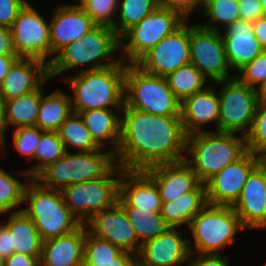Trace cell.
Returning <instances> with one entry per match:
<instances>
[{"label":"cell","instance_id":"6da1fadb","mask_svg":"<svg viewBox=\"0 0 266 266\" xmlns=\"http://www.w3.org/2000/svg\"><path fill=\"white\" fill-rule=\"evenodd\" d=\"M120 142L116 164L124 170L144 171L150 167L184 160L186 134L180 116H160L131 108L121 110Z\"/></svg>","mask_w":266,"mask_h":266},{"label":"cell","instance_id":"7a4b0ae2","mask_svg":"<svg viewBox=\"0 0 266 266\" xmlns=\"http://www.w3.org/2000/svg\"><path fill=\"white\" fill-rule=\"evenodd\" d=\"M125 60L107 68L81 71L74 77L66 78L74 97H70L72 111L84 112L92 109L122 110L124 106Z\"/></svg>","mask_w":266,"mask_h":266},{"label":"cell","instance_id":"3957f363","mask_svg":"<svg viewBox=\"0 0 266 266\" xmlns=\"http://www.w3.org/2000/svg\"><path fill=\"white\" fill-rule=\"evenodd\" d=\"M215 132L204 130L186 136L185 150L192 154V158L184 160L203 184L247 152L246 136Z\"/></svg>","mask_w":266,"mask_h":266},{"label":"cell","instance_id":"277c9868","mask_svg":"<svg viewBox=\"0 0 266 266\" xmlns=\"http://www.w3.org/2000/svg\"><path fill=\"white\" fill-rule=\"evenodd\" d=\"M22 210L34 222L42 241L66 235L76 230L80 221L70 212L60 190L42 186L34 178L27 184Z\"/></svg>","mask_w":266,"mask_h":266},{"label":"cell","instance_id":"5b68a950","mask_svg":"<svg viewBox=\"0 0 266 266\" xmlns=\"http://www.w3.org/2000/svg\"><path fill=\"white\" fill-rule=\"evenodd\" d=\"M180 105L166 77L146 73L135 64H126L123 108L160 116H180Z\"/></svg>","mask_w":266,"mask_h":266},{"label":"cell","instance_id":"8992f818","mask_svg":"<svg viewBox=\"0 0 266 266\" xmlns=\"http://www.w3.org/2000/svg\"><path fill=\"white\" fill-rule=\"evenodd\" d=\"M119 48V37L114 29L95 26L79 40L62 49L56 57L46 62L49 66V78L83 64H93L86 71L99 70L118 64L121 59L112 60L109 63H102L100 60H111L113 58L111 54Z\"/></svg>","mask_w":266,"mask_h":266},{"label":"cell","instance_id":"52a82bcc","mask_svg":"<svg viewBox=\"0 0 266 266\" xmlns=\"http://www.w3.org/2000/svg\"><path fill=\"white\" fill-rule=\"evenodd\" d=\"M68 151L56 162L44 168L34 179L42 186L61 190L73 183L96 180L105 177L117 164L114 152Z\"/></svg>","mask_w":266,"mask_h":266},{"label":"cell","instance_id":"ba28073f","mask_svg":"<svg viewBox=\"0 0 266 266\" xmlns=\"http://www.w3.org/2000/svg\"><path fill=\"white\" fill-rule=\"evenodd\" d=\"M123 170L117 164L103 178L73 183L60 190L65 205L81 224L86 223V220L93 215L112 207L117 202L119 176ZM116 173H119L118 179L112 178Z\"/></svg>","mask_w":266,"mask_h":266},{"label":"cell","instance_id":"9c48e42d","mask_svg":"<svg viewBox=\"0 0 266 266\" xmlns=\"http://www.w3.org/2000/svg\"><path fill=\"white\" fill-rule=\"evenodd\" d=\"M197 253L218 254L234 242V235L245 228L232 206L207 204L189 223Z\"/></svg>","mask_w":266,"mask_h":266},{"label":"cell","instance_id":"30bf717a","mask_svg":"<svg viewBox=\"0 0 266 266\" xmlns=\"http://www.w3.org/2000/svg\"><path fill=\"white\" fill-rule=\"evenodd\" d=\"M185 21L187 20L178 11L157 6L119 38L120 49H123L122 52L130 64H135L147 51L161 39L171 35Z\"/></svg>","mask_w":266,"mask_h":266},{"label":"cell","instance_id":"8fae6325","mask_svg":"<svg viewBox=\"0 0 266 266\" xmlns=\"http://www.w3.org/2000/svg\"><path fill=\"white\" fill-rule=\"evenodd\" d=\"M223 84L219 93V121L217 132L238 133L246 136L252 127L258 105L257 92L235 77L215 82Z\"/></svg>","mask_w":266,"mask_h":266},{"label":"cell","instance_id":"7c38bea8","mask_svg":"<svg viewBox=\"0 0 266 266\" xmlns=\"http://www.w3.org/2000/svg\"><path fill=\"white\" fill-rule=\"evenodd\" d=\"M190 64V25L186 21L171 35L161 39L135 65L142 71L166 77L179 67Z\"/></svg>","mask_w":266,"mask_h":266},{"label":"cell","instance_id":"4fadbf2b","mask_svg":"<svg viewBox=\"0 0 266 266\" xmlns=\"http://www.w3.org/2000/svg\"><path fill=\"white\" fill-rule=\"evenodd\" d=\"M190 64L214 82L228 80L230 66L218 30L190 26Z\"/></svg>","mask_w":266,"mask_h":266},{"label":"cell","instance_id":"5bb4252c","mask_svg":"<svg viewBox=\"0 0 266 266\" xmlns=\"http://www.w3.org/2000/svg\"><path fill=\"white\" fill-rule=\"evenodd\" d=\"M13 48L18 57L44 61L51 55L49 24L27 2L10 27Z\"/></svg>","mask_w":266,"mask_h":266},{"label":"cell","instance_id":"9a60e30c","mask_svg":"<svg viewBox=\"0 0 266 266\" xmlns=\"http://www.w3.org/2000/svg\"><path fill=\"white\" fill-rule=\"evenodd\" d=\"M257 165V155L247 151L236 162L215 174L205 183L207 203L233 206L240 197L248 175Z\"/></svg>","mask_w":266,"mask_h":266},{"label":"cell","instance_id":"2e32d148","mask_svg":"<svg viewBox=\"0 0 266 266\" xmlns=\"http://www.w3.org/2000/svg\"><path fill=\"white\" fill-rule=\"evenodd\" d=\"M84 223L89 225L90 234L117 246L121 251L134 254L139 253L141 242L135 234L122 206L116 202L112 207L93 215Z\"/></svg>","mask_w":266,"mask_h":266},{"label":"cell","instance_id":"e0dca14e","mask_svg":"<svg viewBox=\"0 0 266 266\" xmlns=\"http://www.w3.org/2000/svg\"><path fill=\"white\" fill-rule=\"evenodd\" d=\"M191 243L177 228L169 227L164 233L143 242L137 255L142 266H181L194 255Z\"/></svg>","mask_w":266,"mask_h":266},{"label":"cell","instance_id":"ac0fdd59","mask_svg":"<svg viewBox=\"0 0 266 266\" xmlns=\"http://www.w3.org/2000/svg\"><path fill=\"white\" fill-rule=\"evenodd\" d=\"M246 228L266 229V175L257 165L232 206Z\"/></svg>","mask_w":266,"mask_h":266},{"label":"cell","instance_id":"d6986e66","mask_svg":"<svg viewBox=\"0 0 266 266\" xmlns=\"http://www.w3.org/2000/svg\"><path fill=\"white\" fill-rule=\"evenodd\" d=\"M95 26L78 4L60 6L49 22L51 54L59 53Z\"/></svg>","mask_w":266,"mask_h":266},{"label":"cell","instance_id":"ffe728a7","mask_svg":"<svg viewBox=\"0 0 266 266\" xmlns=\"http://www.w3.org/2000/svg\"><path fill=\"white\" fill-rule=\"evenodd\" d=\"M49 77V66L42 60L19 57L0 83V96L6 101L36 90Z\"/></svg>","mask_w":266,"mask_h":266},{"label":"cell","instance_id":"44dd1931","mask_svg":"<svg viewBox=\"0 0 266 266\" xmlns=\"http://www.w3.org/2000/svg\"><path fill=\"white\" fill-rule=\"evenodd\" d=\"M144 172L157 185L162 202L177 199L200 184L195 172L185 160L155 165Z\"/></svg>","mask_w":266,"mask_h":266},{"label":"cell","instance_id":"7402d4cb","mask_svg":"<svg viewBox=\"0 0 266 266\" xmlns=\"http://www.w3.org/2000/svg\"><path fill=\"white\" fill-rule=\"evenodd\" d=\"M117 202L122 207H138L150 212H161L162 206L157 185L144 171L121 172Z\"/></svg>","mask_w":266,"mask_h":266},{"label":"cell","instance_id":"603a6c76","mask_svg":"<svg viewBox=\"0 0 266 266\" xmlns=\"http://www.w3.org/2000/svg\"><path fill=\"white\" fill-rule=\"evenodd\" d=\"M84 226L81 224L66 235L42 241L40 266H80L84 259Z\"/></svg>","mask_w":266,"mask_h":266},{"label":"cell","instance_id":"cb8c5ba5","mask_svg":"<svg viewBox=\"0 0 266 266\" xmlns=\"http://www.w3.org/2000/svg\"><path fill=\"white\" fill-rule=\"evenodd\" d=\"M224 33L221 36L228 64L237 71L264 50L254 36L251 22L236 20L225 28Z\"/></svg>","mask_w":266,"mask_h":266},{"label":"cell","instance_id":"d4e9b609","mask_svg":"<svg viewBox=\"0 0 266 266\" xmlns=\"http://www.w3.org/2000/svg\"><path fill=\"white\" fill-rule=\"evenodd\" d=\"M180 118L186 135L203 131L201 126L208 122L219 121V95L213 88L205 87L181 102Z\"/></svg>","mask_w":266,"mask_h":266},{"label":"cell","instance_id":"484cf974","mask_svg":"<svg viewBox=\"0 0 266 266\" xmlns=\"http://www.w3.org/2000/svg\"><path fill=\"white\" fill-rule=\"evenodd\" d=\"M206 186L200 183L193 191L181 195L177 199L162 202L161 216L172 228L187 223L207 205Z\"/></svg>","mask_w":266,"mask_h":266},{"label":"cell","instance_id":"4316f807","mask_svg":"<svg viewBox=\"0 0 266 266\" xmlns=\"http://www.w3.org/2000/svg\"><path fill=\"white\" fill-rule=\"evenodd\" d=\"M7 223L13 253L41 256L42 240L34 222L20 209L12 212Z\"/></svg>","mask_w":266,"mask_h":266},{"label":"cell","instance_id":"83f0119b","mask_svg":"<svg viewBox=\"0 0 266 266\" xmlns=\"http://www.w3.org/2000/svg\"><path fill=\"white\" fill-rule=\"evenodd\" d=\"M78 114L95 142L102 148L106 145L104 140H112L114 142L112 149L116 153L120 142L121 117H118L111 108L92 109Z\"/></svg>","mask_w":266,"mask_h":266},{"label":"cell","instance_id":"f1b7e54d","mask_svg":"<svg viewBox=\"0 0 266 266\" xmlns=\"http://www.w3.org/2000/svg\"><path fill=\"white\" fill-rule=\"evenodd\" d=\"M48 77L41 84V98L36 126L42 131H58L62 123L72 114V105L69 95L56 91L45 95L43 85L49 80Z\"/></svg>","mask_w":266,"mask_h":266},{"label":"cell","instance_id":"f546056e","mask_svg":"<svg viewBox=\"0 0 266 266\" xmlns=\"http://www.w3.org/2000/svg\"><path fill=\"white\" fill-rule=\"evenodd\" d=\"M40 98L41 85L34 91L4 101L6 129L8 125L17 126L16 128L36 126Z\"/></svg>","mask_w":266,"mask_h":266},{"label":"cell","instance_id":"4dcf8cb0","mask_svg":"<svg viewBox=\"0 0 266 266\" xmlns=\"http://www.w3.org/2000/svg\"><path fill=\"white\" fill-rule=\"evenodd\" d=\"M57 132L66 151H69V146L74 147L79 152H92L101 149L78 113L72 112Z\"/></svg>","mask_w":266,"mask_h":266},{"label":"cell","instance_id":"1f68e13d","mask_svg":"<svg viewBox=\"0 0 266 266\" xmlns=\"http://www.w3.org/2000/svg\"><path fill=\"white\" fill-rule=\"evenodd\" d=\"M134 228L141 244L164 233L169 226L165 223L160 212H150L138 207H122Z\"/></svg>","mask_w":266,"mask_h":266},{"label":"cell","instance_id":"d6a6232c","mask_svg":"<svg viewBox=\"0 0 266 266\" xmlns=\"http://www.w3.org/2000/svg\"><path fill=\"white\" fill-rule=\"evenodd\" d=\"M169 88L182 102L187 97L204 90L207 78L192 64L179 67L166 76Z\"/></svg>","mask_w":266,"mask_h":266},{"label":"cell","instance_id":"836d02e7","mask_svg":"<svg viewBox=\"0 0 266 266\" xmlns=\"http://www.w3.org/2000/svg\"><path fill=\"white\" fill-rule=\"evenodd\" d=\"M66 152L58 132L43 131L34 153V160H39L40 163L25 170L22 174L31 180V178H35L48 165L60 159Z\"/></svg>","mask_w":266,"mask_h":266},{"label":"cell","instance_id":"e575fe53","mask_svg":"<svg viewBox=\"0 0 266 266\" xmlns=\"http://www.w3.org/2000/svg\"><path fill=\"white\" fill-rule=\"evenodd\" d=\"M119 21H115L113 29L120 38L127 30L138 24L157 6V0H121Z\"/></svg>","mask_w":266,"mask_h":266},{"label":"cell","instance_id":"d590c367","mask_svg":"<svg viewBox=\"0 0 266 266\" xmlns=\"http://www.w3.org/2000/svg\"><path fill=\"white\" fill-rule=\"evenodd\" d=\"M206 11V12H205ZM205 16H209L207 24H199L209 30H218L213 23L223 22L225 28L240 19L238 0H211L203 6Z\"/></svg>","mask_w":266,"mask_h":266},{"label":"cell","instance_id":"8d00e7d4","mask_svg":"<svg viewBox=\"0 0 266 266\" xmlns=\"http://www.w3.org/2000/svg\"><path fill=\"white\" fill-rule=\"evenodd\" d=\"M26 186L0 168V214L24 203Z\"/></svg>","mask_w":266,"mask_h":266},{"label":"cell","instance_id":"74e56055","mask_svg":"<svg viewBox=\"0 0 266 266\" xmlns=\"http://www.w3.org/2000/svg\"><path fill=\"white\" fill-rule=\"evenodd\" d=\"M76 2L96 26H106L113 29L114 13L119 8L118 0H77Z\"/></svg>","mask_w":266,"mask_h":266},{"label":"cell","instance_id":"f35d334b","mask_svg":"<svg viewBox=\"0 0 266 266\" xmlns=\"http://www.w3.org/2000/svg\"><path fill=\"white\" fill-rule=\"evenodd\" d=\"M122 251L107 240L100 239L86 230L84 259L88 263L115 262Z\"/></svg>","mask_w":266,"mask_h":266},{"label":"cell","instance_id":"ab89813d","mask_svg":"<svg viewBox=\"0 0 266 266\" xmlns=\"http://www.w3.org/2000/svg\"><path fill=\"white\" fill-rule=\"evenodd\" d=\"M246 147L254 155L266 150V104L257 105L252 127L246 135Z\"/></svg>","mask_w":266,"mask_h":266},{"label":"cell","instance_id":"60d3db41","mask_svg":"<svg viewBox=\"0 0 266 266\" xmlns=\"http://www.w3.org/2000/svg\"><path fill=\"white\" fill-rule=\"evenodd\" d=\"M239 75L234 76L239 82L250 88L257 89L255 84H263L266 81V50H263L250 63L238 70Z\"/></svg>","mask_w":266,"mask_h":266},{"label":"cell","instance_id":"b9f144b4","mask_svg":"<svg viewBox=\"0 0 266 266\" xmlns=\"http://www.w3.org/2000/svg\"><path fill=\"white\" fill-rule=\"evenodd\" d=\"M37 126L18 127L13 133V142L16 150L23 156L34 159L36 146L42 134Z\"/></svg>","mask_w":266,"mask_h":266},{"label":"cell","instance_id":"7bdbcfd3","mask_svg":"<svg viewBox=\"0 0 266 266\" xmlns=\"http://www.w3.org/2000/svg\"><path fill=\"white\" fill-rule=\"evenodd\" d=\"M26 0H0V25L11 27Z\"/></svg>","mask_w":266,"mask_h":266},{"label":"cell","instance_id":"ee69618b","mask_svg":"<svg viewBox=\"0 0 266 266\" xmlns=\"http://www.w3.org/2000/svg\"><path fill=\"white\" fill-rule=\"evenodd\" d=\"M238 3L241 20L253 23L264 17L261 0H238Z\"/></svg>","mask_w":266,"mask_h":266},{"label":"cell","instance_id":"f6af8a7d","mask_svg":"<svg viewBox=\"0 0 266 266\" xmlns=\"http://www.w3.org/2000/svg\"><path fill=\"white\" fill-rule=\"evenodd\" d=\"M158 6L178 11L185 19L200 6V0H157Z\"/></svg>","mask_w":266,"mask_h":266},{"label":"cell","instance_id":"bcb514c9","mask_svg":"<svg viewBox=\"0 0 266 266\" xmlns=\"http://www.w3.org/2000/svg\"><path fill=\"white\" fill-rule=\"evenodd\" d=\"M227 259L219 253H200L196 260L189 261L188 266H229Z\"/></svg>","mask_w":266,"mask_h":266},{"label":"cell","instance_id":"7dc6e473","mask_svg":"<svg viewBox=\"0 0 266 266\" xmlns=\"http://www.w3.org/2000/svg\"><path fill=\"white\" fill-rule=\"evenodd\" d=\"M40 257L13 253L4 259V266H40Z\"/></svg>","mask_w":266,"mask_h":266},{"label":"cell","instance_id":"c3c4849f","mask_svg":"<svg viewBox=\"0 0 266 266\" xmlns=\"http://www.w3.org/2000/svg\"><path fill=\"white\" fill-rule=\"evenodd\" d=\"M17 55L13 48V40L9 27L0 25V56Z\"/></svg>","mask_w":266,"mask_h":266},{"label":"cell","instance_id":"681fc988","mask_svg":"<svg viewBox=\"0 0 266 266\" xmlns=\"http://www.w3.org/2000/svg\"><path fill=\"white\" fill-rule=\"evenodd\" d=\"M0 253L4 258L13 254V248H11L10 242V232L4 223L0 224Z\"/></svg>","mask_w":266,"mask_h":266},{"label":"cell","instance_id":"f907efd6","mask_svg":"<svg viewBox=\"0 0 266 266\" xmlns=\"http://www.w3.org/2000/svg\"><path fill=\"white\" fill-rule=\"evenodd\" d=\"M253 33L262 48L266 50V17L257 19L252 23Z\"/></svg>","mask_w":266,"mask_h":266},{"label":"cell","instance_id":"816d5d0a","mask_svg":"<svg viewBox=\"0 0 266 266\" xmlns=\"http://www.w3.org/2000/svg\"><path fill=\"white\" fill-rule=\"evenodd\" d=\"M17 55H6L0 56V83L4 79V76L13 65V63L18 59Z\"/></svg>","mask_w":266,"mask_h":266},{"label":"cell","instance_id":"f5cc1de1","mask_svg":"<svg viewBox=\"0 0 266 266\" xmlns=\"http://www.w3.org/2000/svg\"><path fill=\"white\" fill-rule=\"evenodd\" d=\"M133 258L131 253L122 251L116 258L115 262L92 263L96 266H125Z\"/></svg>","mask_w":266,"mask_h":266},{"label":"cell","instance_id":"db71d44e","mask_svg":"<svg viewBox=\"0 0 266 266\" xmlns=\"http://www.w3.org/2000/svg\"><path fill=\"white\" fill-rule=\"evenodd\" d=\"M6 130V121H5V103L0 96V147H6L4 144V132Z\"/></svg>","mask_w":266,"mask_h":266},{"label":"cell","instance_id":"11a10c76","mask_svg":"<svg viewBox=\"0 0 266 266\" xmlns=\"http://www.w3.org/2000/svg\"><path fill=\"white\" fill-rule=\"evenodd\" d=\"M258 103L266 104V81L260 85L259 89H256Z\"/></svg>","mask_w":266,"mask_h":266},{"label":"cell","instance_id":"9f6ffc18","mask_svg":"<svg viewBox=\"0 0 266 266\" xmlns=\"http://www.w3.org/2000/svg\"><path fill=\"white\" fill-rule=\"evenodd\" d=\"M258 166L264 171L266 175V150L257 155Z\"/></svg>","mask_w":266,"mask_h":266},{"label":"cell","instance_id":"6f0895ef","mask_svg":"<svg viewBox=\"0 0 266 266\" xmlns=\"http://www.w3.org/2000/svg\"><path fill=\"white\" fill-rule=\"evenodd\" d=\"M134 256L125 266H142L139 257Z\"/></svg>","mask_w":266,"mask_h":266},{"label":"cell","instance_id":"680465c9","mask_svg":"<svg viewBox=\"0 0 266 266\" xmlns=\"http://www.w3.org/2000/svg\"><path fill=\"white\" fill-rule=\"evenodd\" d=\"M261 4L263 7V11H264V17H266V0H261Z\"/></svg>","mask_w":266,"mask_h":266},{"label":"cell","instance_id":"91938a15","mask_svg":"<svg viewBox=\"0 0 266 266\" xmlns=\"http://www.w3.org/2000/svg\"><path fill=\"white\" fill-rule=\"evenodd\" d=\"M80 266H96V264L88 263L85 259H83V262Z\"/></svg>","mask_w":266,"mask_h":266},{"label":"cell","instance_id":"94428289","mask_svg":"<svg viewBox=\"0 0 266 266\" xmlns=\"http://www.w3.org/2000/svg\"><path fill=\"white\" fill-rule=\"evenodd\" d=\"M4 257L0 253V266H4Z\"/></svg>","mask_w":266,"mask_h":266},{"label":"cell","instance_id":"6125c7cd","mask_svg":"<svg viewBox=\"0 0 266 266\" xmlns=\"http://www.w3.org/2000/svg\"><path fill=\"white\" fill-rule=\"evenodd\" d=\"M209 1H211V0H200V6L203 7Z\"/></svg>","mask_w":266,"mask_h":266}]
</instances>
